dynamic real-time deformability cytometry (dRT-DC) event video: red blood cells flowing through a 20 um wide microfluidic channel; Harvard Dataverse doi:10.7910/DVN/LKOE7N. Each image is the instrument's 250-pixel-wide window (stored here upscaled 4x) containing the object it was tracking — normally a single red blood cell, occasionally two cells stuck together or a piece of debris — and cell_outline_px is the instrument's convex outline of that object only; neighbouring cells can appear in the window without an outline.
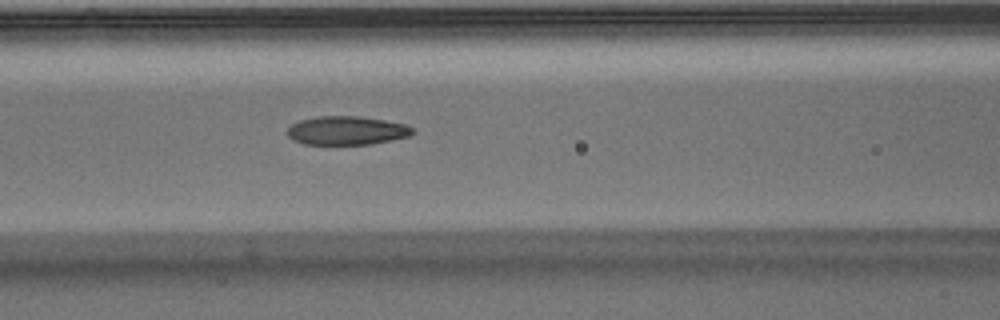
{"species": "Egyptian fruit bat (a non-hibernating species)", "species_latin": "Rousettus aegyptiacus", "temperature_condition": "warm", "stored_images_in_passage": 37, "camera_frame_rate_fps": 3000, "um_per_image_px": 0.085, "animal": {"sex": "male"}, "frame": {"image": 1, "passage_image": 7, "time_ms": 2.0, "image_size_px": [1000, 320], "cell_outline_px": [[412, 132], [408, 136], [392, 140], [372, 144], [304, 144], [292, 140], [284, 132], [292, 124], [300, 120], [316, 116], [360, 116], [408, 124], [412, 128]], "centroid_in_image_um": [29.43, 11.09], "position_along_channel_um": 137.2, "area_um2": 21.04}}
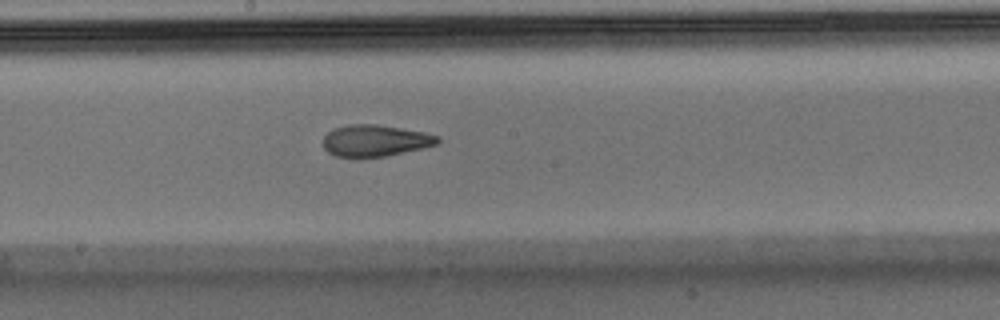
{"frame": {"image": 2, "passage_image": 13, "time_ms": 4.0, "image_size_px": [1000, 320], "cell_outline_px": [[440, 140], [436, 144], [420, 148], [384, 156], [356, 160], [336, 156], [328, 152], [324, 148], [324, 136], [332, 128], [348, 124], [376, 124], [424, 132], [440, 136]], "centroid_in_image_um": [31.82, 11.97], "position_along_channel_um": 216.4, "area_um2": 21.39}}
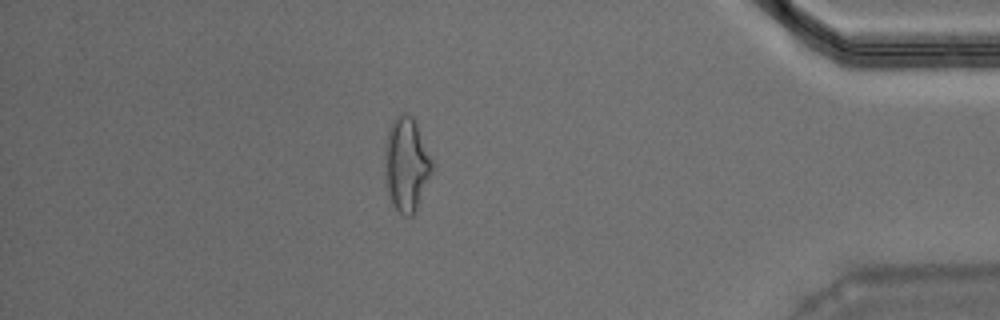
{"frame": {"image": 3, "passage_image": 30, "time_ms": 9.667, "image_size_px": [1000, 320], "cell_outline_px": [[432, 172], [416, 212], [412, 216], [404, 216], [392, 204], [384, 180], [384, 144], [388, 128], [392, 120], [396, 116], [404, 112], [412, 116], [416, 120], [432, 160]], "centroid_in_image_um": [34.52, 13.95], "position_along_channel_um": 400.7, "area_um2": 26.47}, "authors_computed_cell_mechanics": {"area_um2": 21.9062, "velocity_mm_per_s": 3.9552, "shape_relaxation_time_tau1_ms": null, "shape_relaxation_time_tau2_ms": 2.0203, "deformation_change_tau1": null, "deformation_change_tau2": 0.0946}}